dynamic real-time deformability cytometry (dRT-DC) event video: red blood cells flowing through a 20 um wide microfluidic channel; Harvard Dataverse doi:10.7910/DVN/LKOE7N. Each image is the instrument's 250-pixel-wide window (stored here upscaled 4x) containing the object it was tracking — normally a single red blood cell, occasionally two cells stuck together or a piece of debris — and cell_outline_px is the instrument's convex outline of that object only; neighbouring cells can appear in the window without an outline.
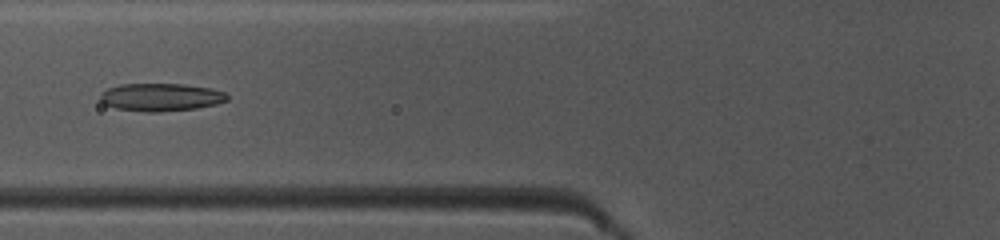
{"species": "common noctule bat (a hibernating species)", "species_latin": "Nyctalus noctula", "temperature_condition": "warm", "stored_images_in_passage": 48, "camera_frame_rate_fps": 3000, "um_per_image_px": 0.085, "animal": {"sex": "female", "body_mass_g": 10.0, "forearm_length_mm": 53.1}, "frame": {"image": 1, "passage_image": 19, "time_ms": 6.0, "image_size_px": [1000, 240], "cell_outline_px": [[228, 100], [216, 104], [196, 108], [160, 112], [144, 112], [116, 108], [104, 104], [100, 100], [100, 92], [108, 88], [120, 84], [184, 84], [212, 88], [224, 92], [228, 96]], "centroid_in_image_um": [13.66, 8.26], "position_along_channel_um": 112.1, "area_um2": 20.69}}
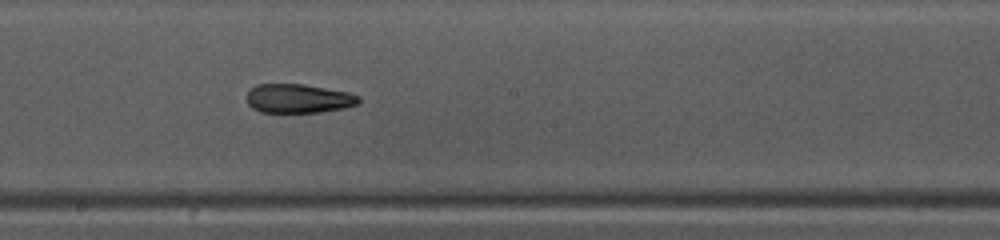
{"frame": {"image": 2, "passage_image": 27, "time_ms": 8.667, "image_size_px": [1000, 240], "cell_outline_px": [[360, 104], [344, 108], [320, 112], [260, 112], [252, 108], [248, 104], [248, 92], [256, 84], [304, 84], [348, 92], [360, 96]], "centroid_in_image_um": [25.4, 8.37], "position_along_channel_um": 222.8, "area_um2": 18.96}}
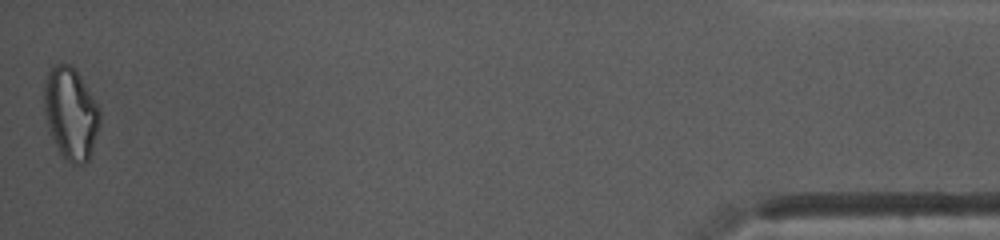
{"frame": {"image": 3, "passage_image": 48, "time_ms": 15.667, "image_size_px": [1000, 240], "cell_outline_px": [[100, 124], [92, 152], [88, 160], [84, 164], [72, 164], [60, 152], [52, 136], [44, 112], [44, 80], [48, 68], [56, 64], [68, 64], [80, 76], [96, 104], [100, 112]], "centroid_in_image_um": [6.0, 9.63], "position_along_channel_um": 429.2, "area_um2": 29.48}, "authors_computed_cell_mechanics": {"area_um2": 21.1259, "velocity_mm_per_s": 4.1281, "shape_relaxation_time_tau1_ms": null, "shape_relaxation_time_tau2_ms": 2.0701, "deformation_change_tau1": null, "deformation_change_tau2": 0.0943}}